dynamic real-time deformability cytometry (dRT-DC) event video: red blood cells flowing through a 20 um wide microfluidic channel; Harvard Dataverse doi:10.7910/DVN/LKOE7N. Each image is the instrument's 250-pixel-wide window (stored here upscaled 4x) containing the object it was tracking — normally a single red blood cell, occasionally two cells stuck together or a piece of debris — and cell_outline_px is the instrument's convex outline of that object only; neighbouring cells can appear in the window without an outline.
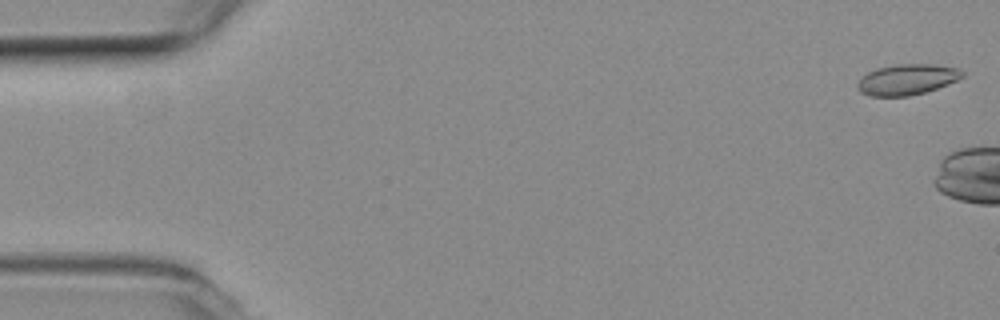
{"species": "common noctule bat (a hibernating species)", "species_latin": "Nyctalus noctula", "temperature_condition": "room temperature", "stored_images_in_passage": 3, "camera_frame_rate_fps": 3000, "um_per_image_px": 0.085, "animal": {"sex": "female", "body_mass_g": 19.3, "forearm_length_mm": 54.1}, "frame": {"image": 1, "passage_image": 1, "time_ms": 0.0, "image_size_px": [1000, 320], "cell_outline_px": [[964, 76], [948, 84], [924, 92], [908, 96], [868, 96], [860, 92], [856, 88], [856, 84], [868, 72], [876, 68], [896, 64], [936, 64], [956, 68], [964, 72]], "centroid_in_image_um": [77.07, 6.75], "position_along_channel_um": 7.9, "area_um2": 18.73}}